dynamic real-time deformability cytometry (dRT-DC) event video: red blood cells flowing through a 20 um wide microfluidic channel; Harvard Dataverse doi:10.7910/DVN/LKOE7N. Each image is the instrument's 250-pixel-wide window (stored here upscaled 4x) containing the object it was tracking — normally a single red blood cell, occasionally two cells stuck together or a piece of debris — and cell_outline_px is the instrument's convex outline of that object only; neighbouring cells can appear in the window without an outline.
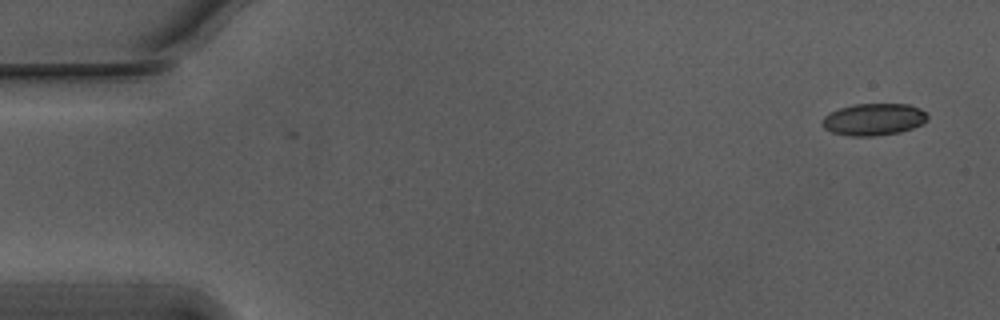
{"species": "Egyptian fruit bat (a non-hibernating species)", "species_latin": "Rousettus aegyptiacus", "temperature_condition": "warm", "stored_images_in_passage": 3, "camera_frame_rate_fps": 3000, "um_per_image_px": 0.085, "animal": {"sex": "male"}, "frame": {"image": 1, "passage_image": 3, "time_ms": 0.667, "image_size_px": [1000, 320], "cell_outline_px": [[928, 120], [924, 124], [900, 132], [876, 136], [848, 136], [832, 132], [824, 128], [820, 124], [820, 120], [828, 112], [852, 104], [908, 104], [920, 108], [928, 116]], "centroid_in_image_um": [74.24, 10.15], "position_along_channel_um": 10.8, "area_um2": 19.94}}